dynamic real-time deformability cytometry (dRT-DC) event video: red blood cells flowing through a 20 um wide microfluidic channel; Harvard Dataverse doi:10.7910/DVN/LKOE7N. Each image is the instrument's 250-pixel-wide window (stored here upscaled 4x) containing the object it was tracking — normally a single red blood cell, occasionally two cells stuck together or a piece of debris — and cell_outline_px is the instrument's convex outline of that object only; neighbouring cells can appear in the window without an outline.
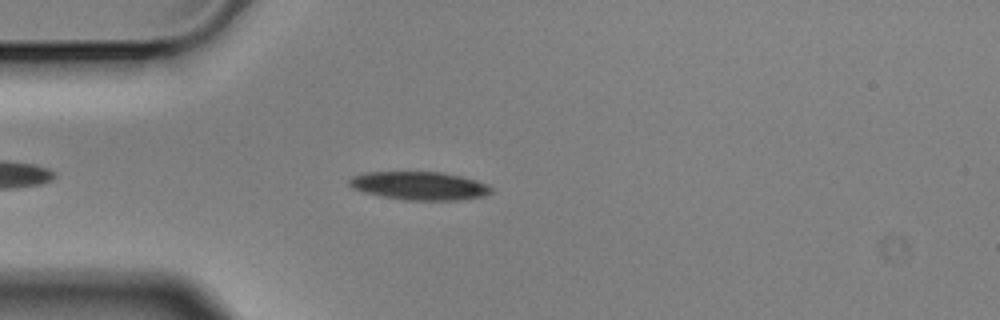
{"species": "Egyptian fruit bat (a non-hibernating species)", "species_latin": "Rousettus aegyptiacus", "temperature_condition": "cold", "stored_images_in_passage": 2, "camera_frame_rate_fps": 3000, "um_per_image_px": 0.085, "animal": {"sex": "male"}, "frame": {"image": 1, "passage_image": 2, "time_ms": 0.333, "image_size_px": [1000, 320], "cell_outline_px": [[492, 192], [480, 196], [456, 200], [404, 200], [364, 192], [352, 188], [348, 184], [348, 180], [352, 176], [364, 172], [440, 172], [460, 176], [476, 180], [488, 184], [492, 188]], "centroid_in_image_um": [35.61, 15.78], "position_along_channel_um": 49.4, "area_um2": 23.24}}